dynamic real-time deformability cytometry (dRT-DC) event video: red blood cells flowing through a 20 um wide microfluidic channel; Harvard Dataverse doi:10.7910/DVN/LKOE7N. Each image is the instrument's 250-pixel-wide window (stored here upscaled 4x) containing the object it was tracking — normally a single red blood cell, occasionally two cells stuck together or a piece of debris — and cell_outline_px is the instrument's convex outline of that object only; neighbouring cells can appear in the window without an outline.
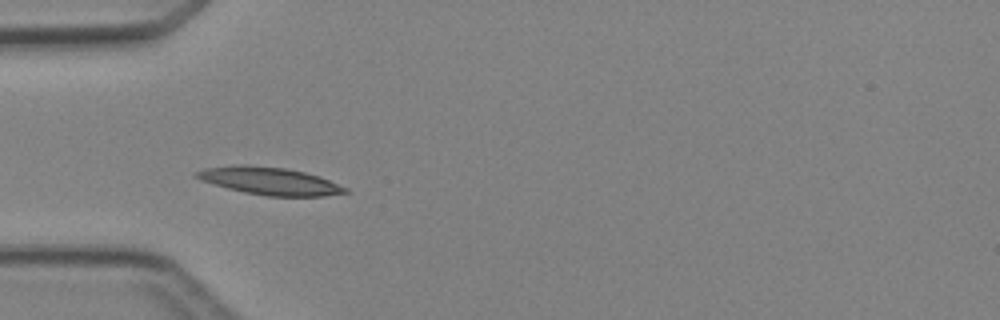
{"species": "Egyptian fruit bat (a non-hibernating species)", "species_latin": "Rousettus aegyptiacus", "temperature_condition": "cold", "stored_images_in_passage": 6, "camera_frame_rate_fps": 3000, "um_per_image_px": 0.085, "animal": {"sex": "female"}, "frame": {"image": 1, "passage_image": 4, "time_ms": 4.333, "image_size_px": [1000, 320], "cell_outline_px": [[348, 192], [324, 196], [268, 196], [244, 192], [228, 188], [200, 180], [192, 176], [192, 172], [204, 168], [236, 164], [248, 164], [284, 168], [304, 172], [320, 176], [348, 188]], "centroid_in_image_um": [22.86, 15.37], "position_along_channel_um": 62.1, "area_um2": 24.04}}
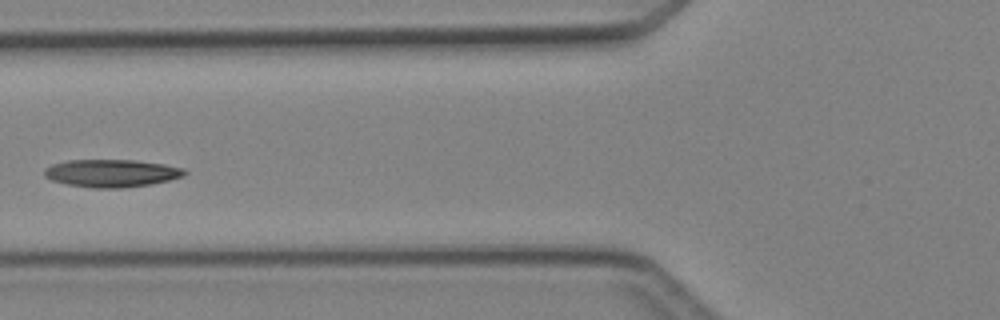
{"frame": {"image": 2, "passage_image": 5, "time_ms": 5.667, "image_size_px": [1000, 320], "cell_outline_px": [[188, 172], [184, 176], [152, 184], [120, 188], [92, 188], [68, 184], [52, 180], [44, 176], [44, 168], [52, 164], [68, 160], [132, 160], [164, 164], [184, 168]], "centroid_in_image_um": [9.48, 14.72], "position_along_channel_um": 116.3, "area_um2": 22.6}}
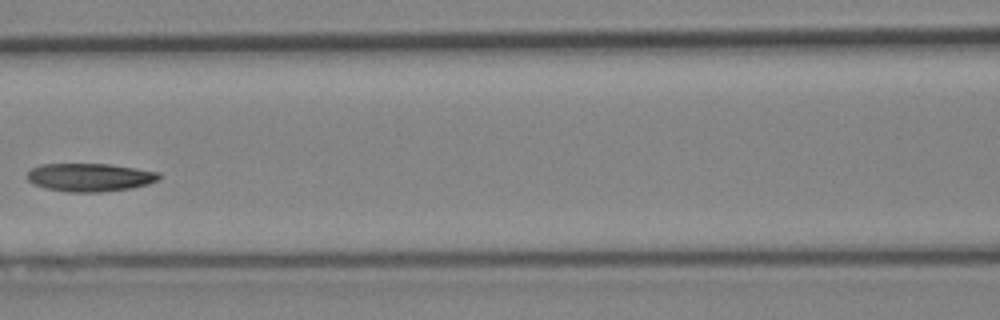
{"frame": {"image": 3, "passage_image": 6, "time_ms": 6.667, "image_size_px": [1000, 320], "cell_outline_px": [[160, 180], [148, 184], [132, 188], [104, 192], [64, 192], [32, 184], [28, 180], [28, 172], [32, 168], [40, 164], [108, 164], [136, 168], [160, 172]], "centroid_in_image_um": [7.67, 15.08], "position_along_channel_um": 158.9, "area_um2": 21.79}}